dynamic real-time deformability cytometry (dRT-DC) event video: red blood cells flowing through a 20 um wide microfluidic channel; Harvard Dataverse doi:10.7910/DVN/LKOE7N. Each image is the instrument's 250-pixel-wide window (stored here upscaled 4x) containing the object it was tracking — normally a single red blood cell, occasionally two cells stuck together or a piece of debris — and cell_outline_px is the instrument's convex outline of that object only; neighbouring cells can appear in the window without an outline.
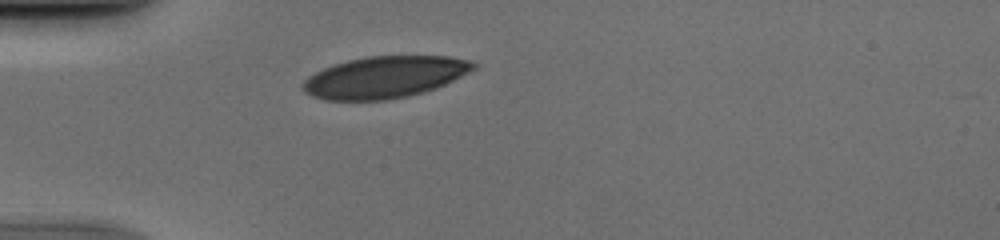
{"species": "human", "species_latin": "Homo sapiens", "temperature_condition": "cold", "stored_images_in_passage": 36, "camera_frame_rate_fps": 3000, "um_per_image_px": 0.085, "donor": {"sex": "male"}, "frame": {"image": 1, "passage_image": 8, "time_ms": 2.333, "image_size_px": [1000, 240], "cell_outline_px": [[480, 64], [476, 68], [436, 88], [424, 92], [408, 96], [388, 100], [324, 100], [312, 96], [304, 92], [300, 88], [300, 84], [308, 76], [332, 64], [364, 56], [448, 56], [472, 60]], "centroid_in_image_um": [32.67, 6.55], "position_along_channel_um": 52.3, "area_um2": 41.79}}
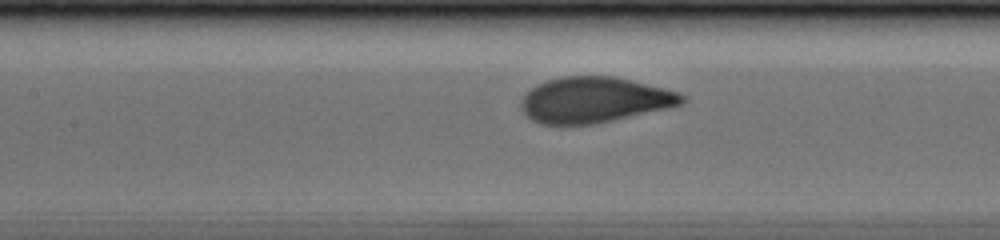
{"frame": {"image": 2, "passage_image": 17, "time_ms": 5.333, "image_size_px": [1000, 240], "cell_outline_px": [[688, 100], [684, 104], [668, 108], [612, 120], [592, 124], [540, 124], [532, 120], [520, 108], [520, 100], [536, 84], [548, 80], [564, 76], [612, 76], [664, 88], [680, 92]], "centroid_in_image_um": [50.53, 8.49], "position_along_channel_um": 156.9, "area_um2": 42.6}}
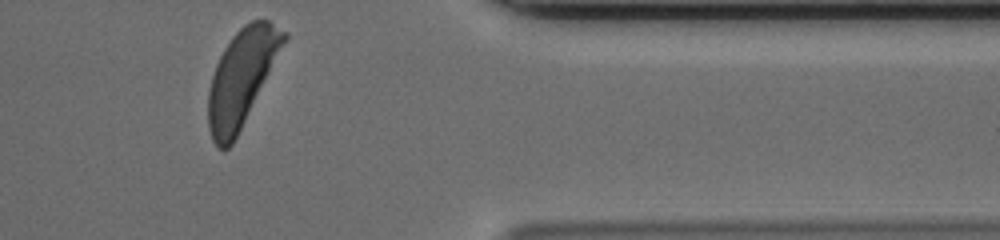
{"frame": {"image": 3, "passage_image": 36, "time_ms": 11.667, "image_size_px": [1000, 240], "cell_outline_px": [[288, 36], [232, 144], [228, 148], [216, 148], [212, 140], [208, 128], [208, 92], [212, 76], [216, 64], [224, 48], [232, 36], [244, 24], [252, 20], [268, 20], [288, 32]], "centroid_in_image_um": [20.51, 6.58], "position_along_channel_um": 390.9, "area_um2": 41.44}}